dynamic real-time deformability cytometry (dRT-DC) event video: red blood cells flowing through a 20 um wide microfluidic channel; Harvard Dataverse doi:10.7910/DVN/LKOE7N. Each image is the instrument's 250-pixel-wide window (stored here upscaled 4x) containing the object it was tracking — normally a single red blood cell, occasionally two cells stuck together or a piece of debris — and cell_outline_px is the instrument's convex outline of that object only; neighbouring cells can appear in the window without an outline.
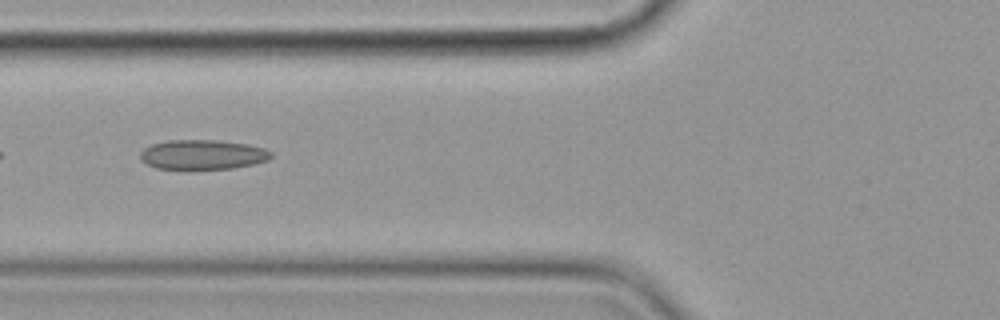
{"species": "common noctule bat (a hibernating species)", "species_latin": "Nyctalus noctula", "temperature_condition": "cold", "stored_images_in_passage": 7, "camera_frame_rate_fps": 3000, "um_per_image_px": 0.085, "animal": {"sex": "female", "body_mass_g": 19.9}, "frame": {"image": 1, "passage_image": 7, "time_ms": 7.0, "image_size_px": [1000, 320], "cell_outline_px": [[272, 156], [268, 160], [252, 164], [232, 168], [156, 168], [140, 160], [140, 152], [144, 148], [152, 144], [168, 140], [216, 140], [248, 144], [264, 148], [272, 152]], "centroid_in_image_um": [17.22, 13.12], "position_along_channel_um": 108.6, "area_um2": 22.37}}